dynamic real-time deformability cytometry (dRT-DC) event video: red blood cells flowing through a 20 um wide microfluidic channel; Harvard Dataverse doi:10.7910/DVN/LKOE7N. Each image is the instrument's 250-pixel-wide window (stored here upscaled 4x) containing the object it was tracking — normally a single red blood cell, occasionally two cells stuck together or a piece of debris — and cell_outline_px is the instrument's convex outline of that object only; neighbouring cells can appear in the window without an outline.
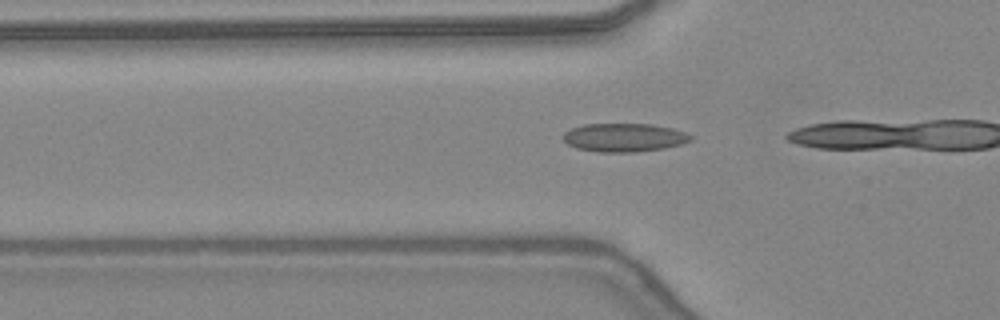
{"species": "common noctule bat (a hibernating species)", "species_latin": "Nyctalus noctula", "temperature_condition": "warm", "stored_images_in_passage": 15, "camera_frame_rate_fps": 3000, "um_per_image_px": 0.085, "animal": {"sex": "female", "body_mass_g": 24.6, "forearm_length_mm": 56.2}, "frame": {"image": 1, "passage_image": 13, "time_ms": 4.0, "image_size_px": [1000, 320], "cell_outline_px": [[692, 140], [680, 144], [664, 148], [636, 152], [596, 152], [576, 148], [568, 144], [564, 140], [564, 132], [572, 128], [584, 124], [652, 124], [672, 128], [688, 132], [692, 136]], "centroid_in_image_um": [53.07, 11.69], "position_along_channel_um": 72.7, "area_um2": 21.21}}